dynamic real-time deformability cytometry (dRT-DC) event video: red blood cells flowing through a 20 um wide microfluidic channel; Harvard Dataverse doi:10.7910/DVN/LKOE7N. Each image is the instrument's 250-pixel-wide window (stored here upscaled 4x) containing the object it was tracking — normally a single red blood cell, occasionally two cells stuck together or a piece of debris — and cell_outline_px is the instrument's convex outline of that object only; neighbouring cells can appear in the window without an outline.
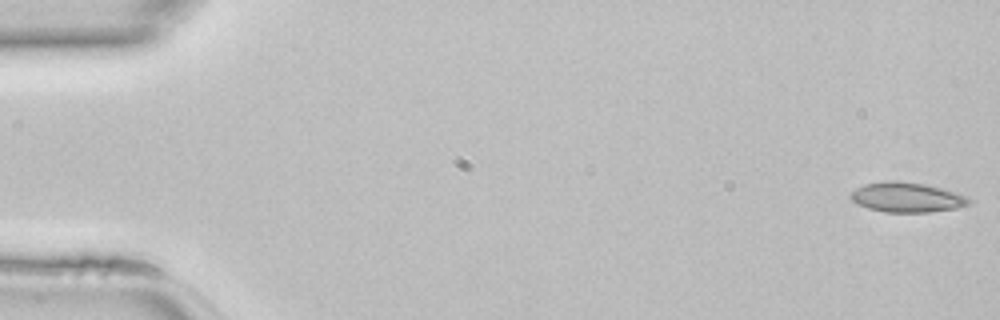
{"species": "common noctule bat (a hibernating species)", "species_latin": "Nyctalus noctula", "temperature_condition": "room temperature", "stored_images_in_passage": 46, "camera_frame_rate_fps": 3000, "um_per_image_px": 0.085, "animal": {"sex": "female", "body_mass_g": 22.7, "forearm_length_mm": 54.2}, "frame": {"image": 1, "passage_image": 1, "time_ms": 0.0, "image_size_px": [1000, 320], "cell_outline_px": [[972, 200], [968, 204], [956, 208], [928, 212], [884, 212], [868, 208], [856, 204], [848, 196], [856, 188], [864, 184], [892, 180], [900, 180], [924, 184], [956, 192], [968, 196]], "centroid_in_image_um": [77.06, 16.77], "position_along_channel_um": 7.9, "area_um2": 20.63}}
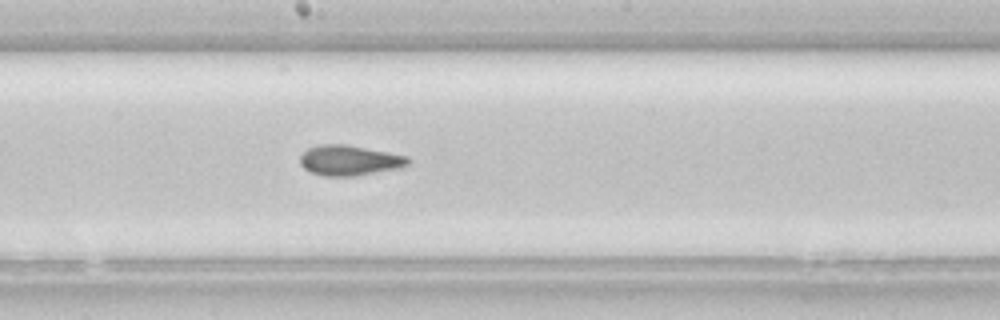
{"frame": {"image": 2, "passage_image": 25, "time_ms": 8.0, "image_size_px": [1000, 320], "cell_outline_px": [[412, 160], [408, 164], [396, 168], [356, 176], [324, 176], [312, 172], [304, 168], [300, 164], [300, 156], [308, 148], [320, 144], [344, 144], [388, 152], [408, 156]], "centroid_in_image_um": [29.69, 13.63], "position_along_channel_um": 218.5, "area_um2": 18.9}}
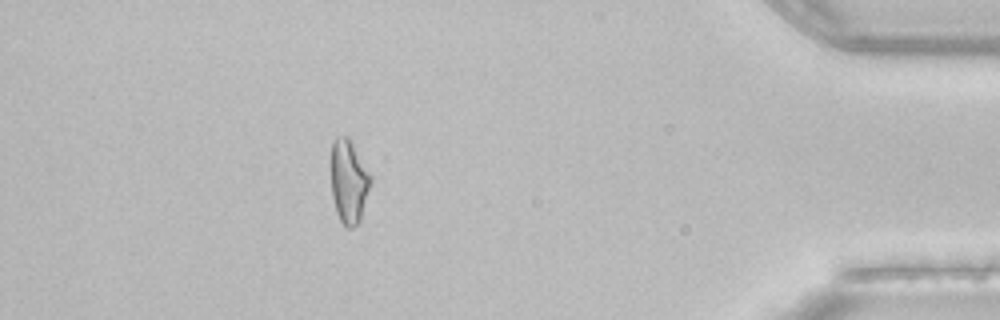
{"frame": {"image": 3, "passage_image": 41, "time_ms": 13.333, "image_size_px": [1000, 320], "cell_outline_px": [[372, 180], [360, 220], [352, 228], [348, 228], [340, 220], [336, 212], [332, 196], [332, 140], [336, 136], [348, 136], [372, 176]], "centroid_in_image_um": [29.66, 15.41], "position_along_channel_um": 405.5, "area_um2": 19.13}}